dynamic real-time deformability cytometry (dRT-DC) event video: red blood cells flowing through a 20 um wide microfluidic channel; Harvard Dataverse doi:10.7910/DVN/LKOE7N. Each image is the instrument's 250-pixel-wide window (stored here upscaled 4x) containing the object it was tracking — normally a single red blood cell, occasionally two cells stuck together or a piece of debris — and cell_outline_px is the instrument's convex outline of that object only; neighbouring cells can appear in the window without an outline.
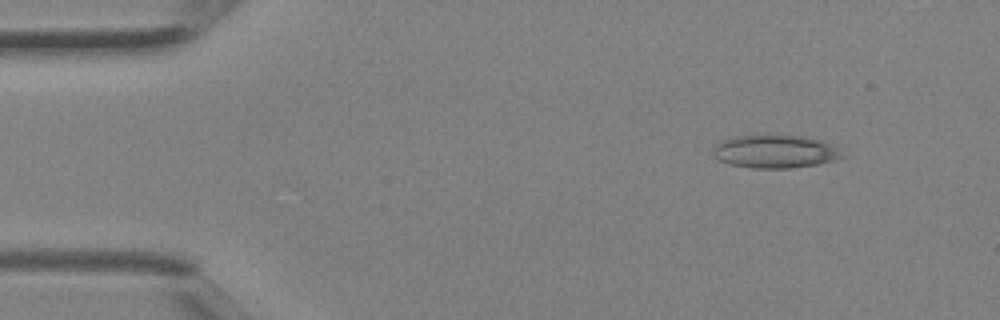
{"species": "Egyptian fruit bat (a non-hibernating species)", "species_latin": "Rousettus aegyptiacus", "temperature_condition": "room temperature", "stored_images_in_passage": 4, "camera_frame_rate_fps": 3000, "um_per_image_px": 0.085, "animal": {"sex": "female"}, "frame": {"image": 1, "passage_image": 2, "time_ms": 0.333, "image_size_px": [1000, 320], "cell_outline_px": [[848, 156], [836, 160], [816, 164], [792, 168], [752, 168], [728, 164], [712, 156], [712, 148], [720, 140], [732, 136], [760, 132], [764, 132], [804, 136], [820, 140], [832, 144], [840, 148]], "centroid_in_image_um": [65.87, 12.83], "position_along_channel_um": 19.1, "area_um2": 26.3}}